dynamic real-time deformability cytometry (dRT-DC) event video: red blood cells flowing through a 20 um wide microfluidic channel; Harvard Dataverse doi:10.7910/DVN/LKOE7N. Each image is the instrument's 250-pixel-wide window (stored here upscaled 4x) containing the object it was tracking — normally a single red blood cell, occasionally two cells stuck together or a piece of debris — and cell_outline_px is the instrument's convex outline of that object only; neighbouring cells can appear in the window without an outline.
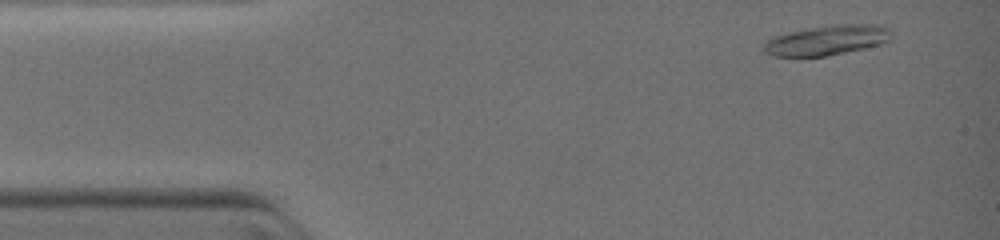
{"species": "common noctule bat (a hibernating species)", "species_latin": "Nyctalus noctula", "temperature_condition": "warm", "stored_images_in_passage": 16, "camera_frame_rate_fps": 3000, "um_per_image_px": 0.085, "animal": {"sex": "female", "body_mass_g": 19.0, "forearm_length_mm": 51.5}, "frame": {"image": 1, "passage_image": 2, "time_ms": 0.333, "image_size_px": [1000, 240], "cell_outline_px": [[892, 36], [888, 40], [880, 44], [864, 48], [824, 56], [772, 56], [764, 52], [764, 44], [768, 40], [776, 36], [788, 32], [808, 28], [836, 24], [880, 24], [888, 28], [892, 32]], "centroid_in_image_um": [70.32, 3.4], "position_along_channel_um": 14.7, "area_um2": 22.08}}
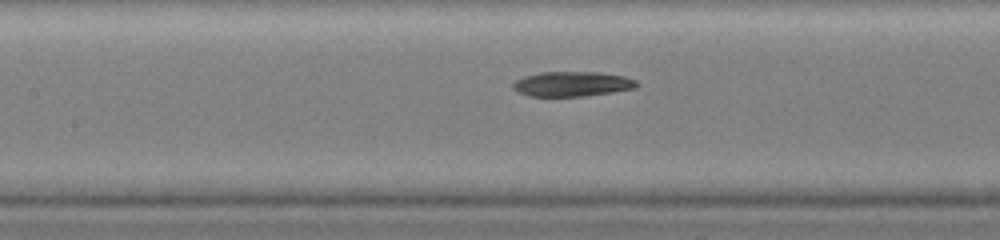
{"frame": {"image": 2, "passage_image": 10, "time_ms": 5.0, "image_size_px": [1000, 240], "cell_outline_px": [[640, 84], [636, 88], [612, 92], [584, 96], [528, 96], [512, 88], [512, 84], [516, 80], [524, 76], [540, 72], [600, 72], [624, 76], [636, 80]], "centroid_in_image_um": [48.65, 7.13], "position_along_channel_um": 158.7, "area_um2": 17.98}}
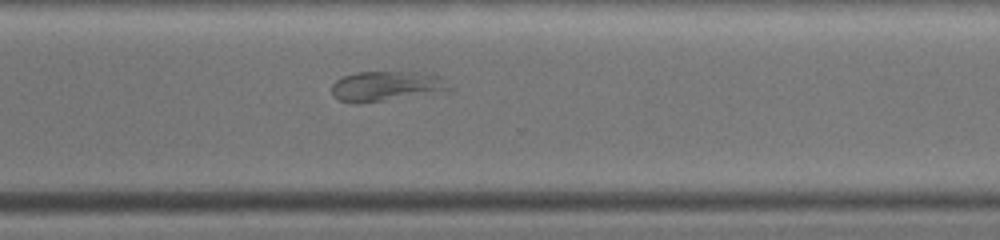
{"frame": {"image": 3, "passage_image": 16, "time_ms": 8.667, "image_size_px": [1000, 240], "cell_outline_px": [[456, 88], [452, 92], [356, 104], [352, 104], [340, 100], [332, 96], [332, 84], [336, 80], [344, 76], [356, 72], [416, 72], [444, 76]], "centroid_in_image_um": [32.99, 7.34], "position_along_channel_um": 337.6, "area_um2": 21.5}}